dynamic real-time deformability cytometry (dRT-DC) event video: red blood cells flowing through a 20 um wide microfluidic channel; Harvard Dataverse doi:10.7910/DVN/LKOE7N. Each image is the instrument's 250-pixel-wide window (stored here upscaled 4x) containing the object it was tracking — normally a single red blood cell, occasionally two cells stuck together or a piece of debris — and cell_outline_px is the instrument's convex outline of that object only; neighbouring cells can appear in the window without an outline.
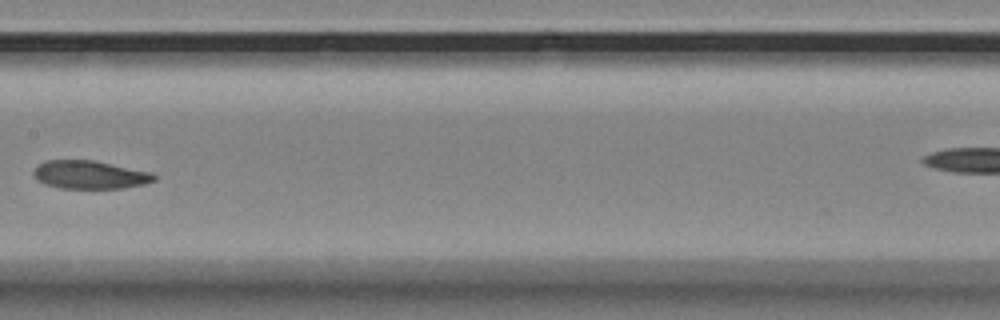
{"species": "Egyptian fruit bat (a non-hibernating species)", "species_latin": "Rousettus aegyptiacus", "temperature_condition": "room temperature", "stored_images_in_passage": 8, "segment_of_instrument_passage": [1, 2], "camera_frame_rate_fps": 3000, "um_per_image_px": 0.085, "animal": {"sex": "female"}, "frame": {"image": 1, "passage_image": 7, "time_ms": 2.0, "image_size_px": [1000, 320], "cell_outline_px": [[156, 180], [144, 184], [124, 188], [60, 188], [44, 184], [36, 180], [32, 172], [36, 164], [44, 160], [92, 160], [152, 172], [156, 176]], "centroid_in_image_um": [7.59, 14.85], "position_along_channel_um": 199.8, "area_um2": 20.0}}